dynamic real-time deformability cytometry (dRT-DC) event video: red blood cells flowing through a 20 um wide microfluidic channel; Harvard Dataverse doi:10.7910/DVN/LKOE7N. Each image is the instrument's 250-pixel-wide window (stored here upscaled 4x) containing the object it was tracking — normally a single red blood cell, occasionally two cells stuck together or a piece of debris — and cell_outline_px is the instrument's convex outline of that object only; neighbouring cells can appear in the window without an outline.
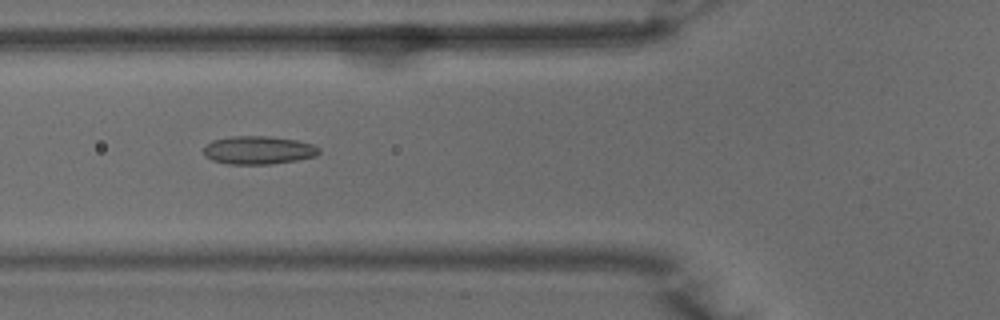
{"species": "common noctule bat (a hibernating species)", "species_latin": "Nyctalus noctula", "temperature_condition": "warm", "stored_images_in_passage": 50, "camera_frame_rate_fps": 3000, "um_per_image_px": 0.085, "animal": {"sex": "male", "body_mass_g": 15.6}, "frame": {"image": 1, "passage_image": 19, "time_ms": 6.0, "image_size_px": [1000, 320], "cell_outline_px": [[320, 152], [312, 156], [292, 160], [264, 164], [232, 164], [216, 160], [208, 156], [204, 152], [204, 148], [208, 144], [216, 140], [240, 136], [260, 136], [296, 140], [308, 144], [316, 148]], "centroid_in_image_um": [21.94, 12.76], "position_along_channel_um": 103.9, "area_um2": 17.74}}
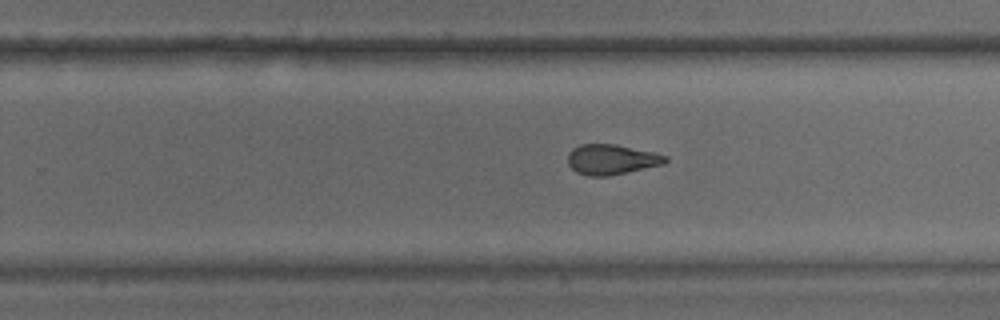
{"frame": {"image": 2, "passage_image": 32, "time_ms": 10.333, "image_size_px": [1000, 320], "cell_outline_px": [[668, 160], [660, 164], [624, 172], [604, 176], [592, 176], [580, 172], [572, 168], [568, 164], [568, 156], [580, 144], [612, 144], [652, 152], [668, 156]], "centroid_in_image_um": [51.97, 13.54], "position_along_channel_um": 277.8, "area_um2": 16.3}}
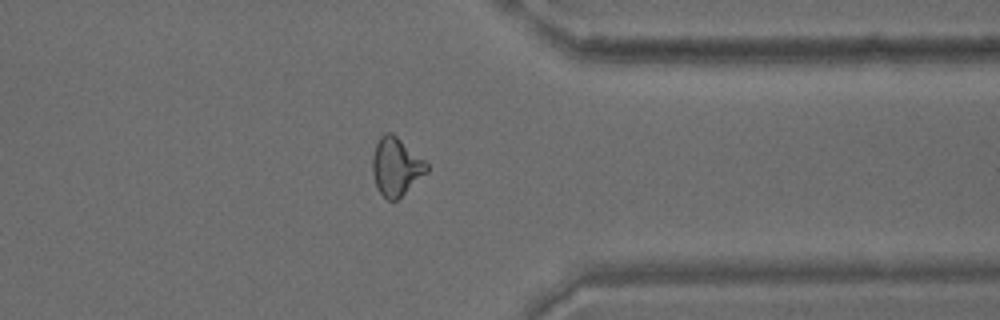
{"frame": {"image": 3, "passage_image": 40, "time_ms": 13.0, "image_size_px": [1000, 320], "cell_outline_px": [[428, 172], [396, 200], [388, 200], [380, 192], [376, 184], [372, 168], [372, 160], [376, 144], [380, 136], [388, 132], [396, 136], [424, 160], [428, 164]], "centroid_in_image_um": [33.67, 14.17], "position_along_channel_um": 377.7, "area_um2": 17.86}, "authors_computed_cell_mechanics": {"area_um2": 17.1377, "velocity_mm_per_s": 4.0137, "shape_relaxation_time_tau1_ms": null, "shape_relaxation_time_tau2_ms": 2.6465, "deformation_change_tau1": null, "deformation_change_tau2": 0.109}}